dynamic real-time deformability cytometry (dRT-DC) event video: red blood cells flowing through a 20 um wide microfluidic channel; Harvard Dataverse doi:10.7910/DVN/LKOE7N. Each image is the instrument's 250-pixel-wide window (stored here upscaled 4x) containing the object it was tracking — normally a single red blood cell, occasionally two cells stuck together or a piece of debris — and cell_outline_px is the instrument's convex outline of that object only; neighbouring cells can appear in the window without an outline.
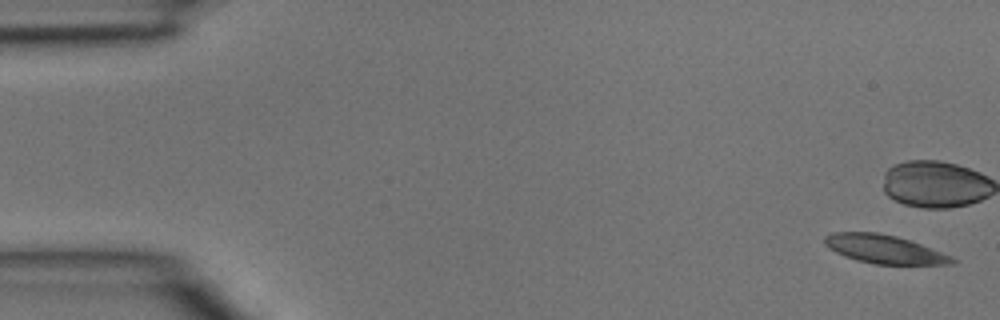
{"species": "common noctule bat (a hibernating species)", "species_latin": "Nyctalus noctula", "temperature_condition": "room temperature", "stored_images_in_passage": 45, "camera_frame_rate_fps": 3000, "um_per_image_px": 0.085, "animal": {"sex": "male", "body_mass_g": 15.6}, "frame": {"image": 1, "passage_image": 1, "time_ms": 0.0, "image_size_px": [1000, 320], "cell_outline_px": [[960, 260], [952, 264], [876, 264], [856, 260], [844, 256], [828, 248], [824, 244], [824, 236], [832, 232], [876, 232], [896, 236], [920, 244], [952, 256]], "centroid_in_image_um": [75.15, 21.18], "position_along_channel_um": 9.9, "area_um2": 21.15}}